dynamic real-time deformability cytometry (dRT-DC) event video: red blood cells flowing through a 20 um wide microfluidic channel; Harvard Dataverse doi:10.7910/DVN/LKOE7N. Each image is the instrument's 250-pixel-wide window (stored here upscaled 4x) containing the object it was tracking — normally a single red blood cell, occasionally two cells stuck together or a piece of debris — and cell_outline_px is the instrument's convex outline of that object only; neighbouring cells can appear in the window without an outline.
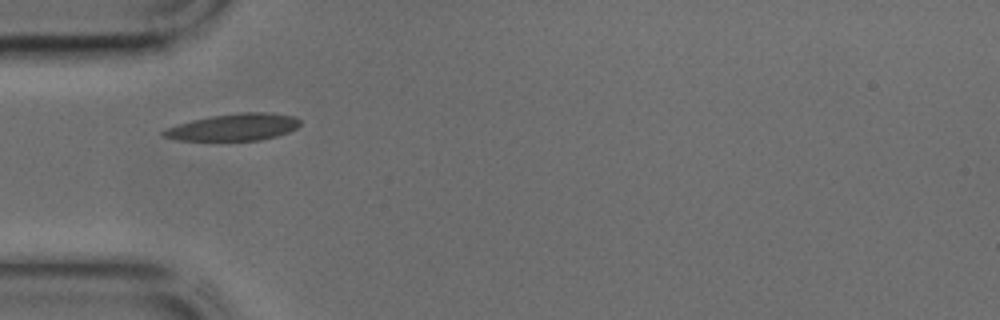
{"species": "common noctule bat (a hibernating species)", "species_latin": "Nyctalus noctula", "temperature_condition": "cold", "stored_images_in_passage": 31, "camera_frame_rate_fps": 3000, "um_per_image_px": 0.085, "animal": {"sex": "male", "body_mass_g": 17.9, "forearm_length_mm": 54.2}, "frame": {"image": 1, "passage_image": 1, "time_ms": 0.0, "image_size_px": [1000, 320], "cell_outline_px": [[300, 124], [296, 128], [288, 132], [276, 136], [260, 140], [176, 140], [160, 136], [160, 132], [168, 128], [192, 120], [212, 116], [240, 112], [264, 112], [292, 116], [300, 120]], "centroid_in_image_um": [19.85, 10.81], "position_along_channel_um": 65.2, "area_um2": 21.21}}
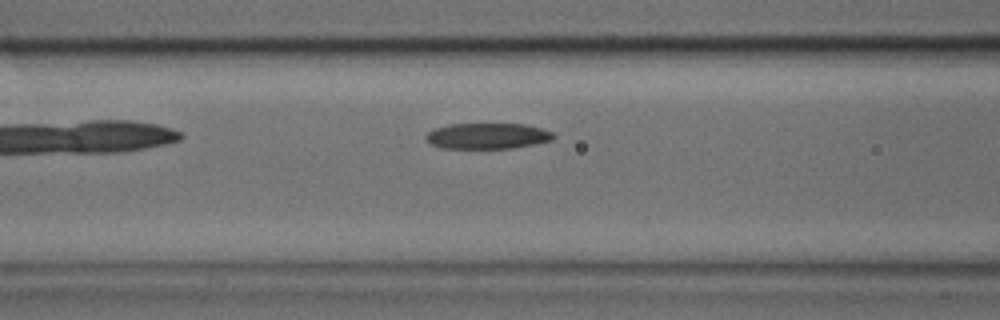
{"frame": {"image": 2, "passage_image": 5, "time_ms": 1.333, "image_size_px": [1000, 320], "cell_outline_px": [[556, 136], [552, 140], [536, 144], [512, 148], [440, 148], [428, 144], [424, 140], [424, 136], [432, 128], [448, 124], [524, 124], [540, 128], [552, 132]], "centroid_in_image_um": [41.36, 11.56], "position_along_channel_um": 125.2, "area_um2": 19.48}}